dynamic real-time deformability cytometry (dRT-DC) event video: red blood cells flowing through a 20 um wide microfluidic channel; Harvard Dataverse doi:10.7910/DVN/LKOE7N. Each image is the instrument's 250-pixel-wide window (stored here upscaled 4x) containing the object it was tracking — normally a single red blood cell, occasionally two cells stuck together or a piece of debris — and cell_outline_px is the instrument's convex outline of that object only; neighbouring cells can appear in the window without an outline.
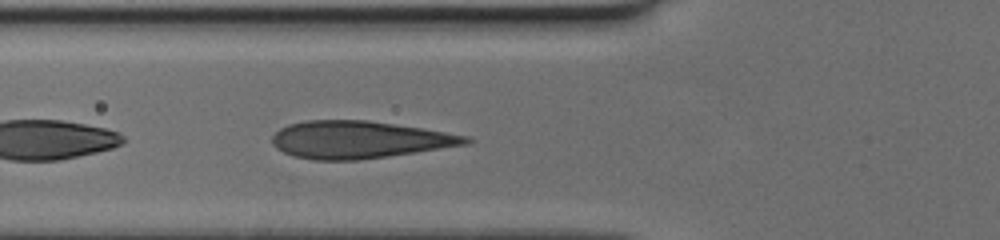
{"species": "human", "species_latin": "Homo sapiens", "temperature_condition": "cold", "stored_images_in_passage": 26, "camera_frame_rate_fps": 3000, "um_per_image_px": 0.085, "donor": {"sex": "female"}, "frame": {"image": 1, "passage_image": 4, "time_ms": 1.0, "image_size_px": [1000, 240], "cell_outline_px": [[476, 140], [472, 144], [388, 156], [356, 160], [312, 160], [292, 156], [276, 148], [272, 144], [272, 136], [280, 128], [288, 124], [308, 120], [368, 120], [424, 128], [468, 136]], "centroid_in_image_um": [30.57, 11.87], "position_along_channel_um": 95.2, "area_um2": 42.48}}
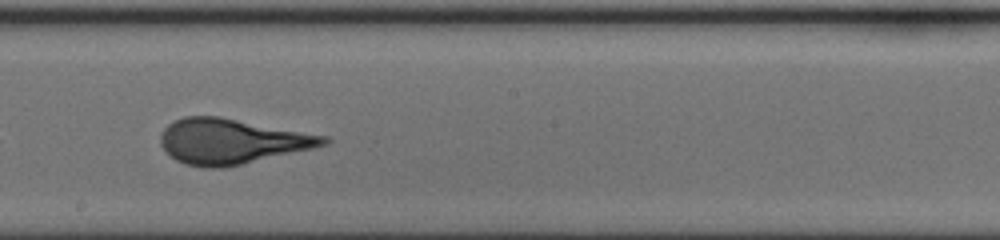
{"frame": {"image": 2, "passage_image": 14, "time_ms": 4.333, "image_size_px": [1000, 240], "cell_outline_px": [[332, 140], [328, 144], [312, 148], [240, 164], [220, 168], [204, 168], [184, 164], [176, 160], [160, 144], [160, 136], [164, 128], [172, 120], [184, 116], [220, 116], [328, 136]], "centroid_in_image_um": [19.67, 11.99], "position_along_channel_um": 228.5, "area_um2": 42.77}}
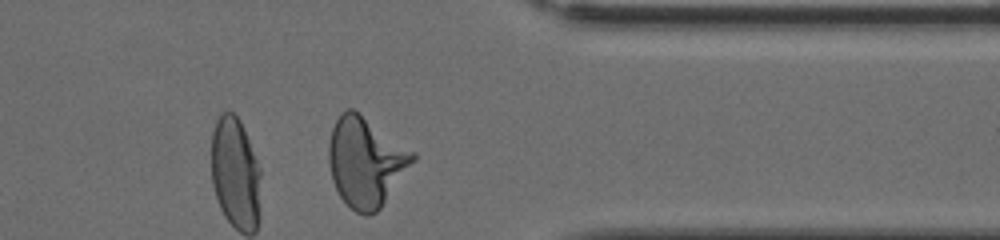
{"frame": {"image": 3, "passage_image": 26, "time_ms": 8.333, "image_size_px": [1000, 240], "cell_outline_px": [[416, 160], [380, 208], [376, 212], [368, 216], [364, 216], [356, 212], [340, 196], [332, 180], [328, 160], [328, 144], [332, 128], [340, 112], [348, 108], [352, 108], [416, 152]], "centroid_in_image_um": [31.1, 13.75], "position_along_channel_um": 380.3, "area_um2": 43.81}}